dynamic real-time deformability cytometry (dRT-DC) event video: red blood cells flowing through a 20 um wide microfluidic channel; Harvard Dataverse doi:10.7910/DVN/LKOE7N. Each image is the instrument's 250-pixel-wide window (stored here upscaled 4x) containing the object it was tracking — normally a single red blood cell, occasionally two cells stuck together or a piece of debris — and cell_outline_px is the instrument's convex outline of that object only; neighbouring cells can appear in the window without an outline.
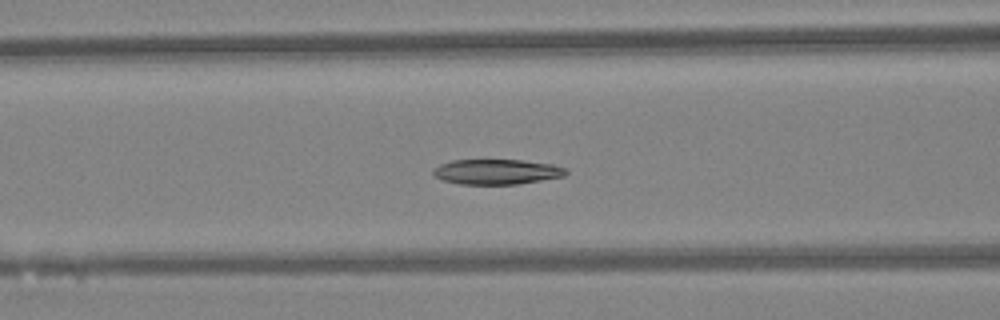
{"species": "Egyptian fruit bat (a non-hibernating species)", "species_latin": "Rousettus aegyptiacus", "temperature_condition": "warm", "stored_images_in_passage": 40, "camera_frame_rate_fps": 3000, "um_per_image_px": 0.085, "animal": {"sex": "female"}, "frame": {"image": 1, "passage_image": 15, "time_ms": 4.667, "image_size_px": [1000, 320], "cell_outline_px": [[568, 172], [564, 176], [516, 184], [460, 184], [444, 180], [432, 176], [432, 168], [440, 164], [452, 160], [520, 160], [552, 164], [568, 168]], "centroid_in_image_um": [42.19, 14.59], "position_along_channel_um": 124.4, "area_um2": 19.48}}
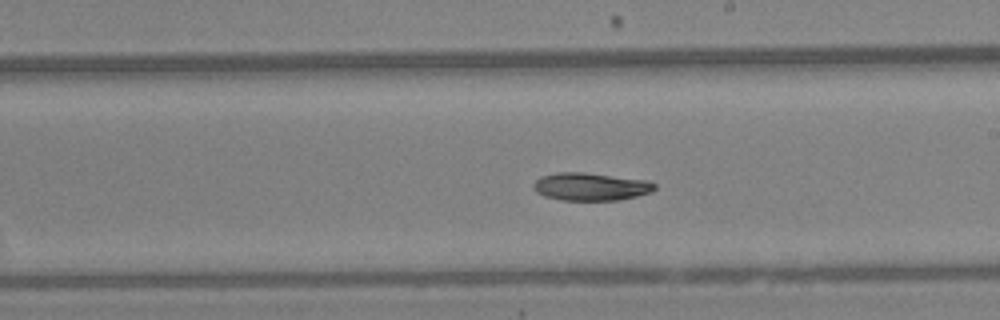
{"frame": {"image": 2, "passage_image": 23, "time_ms": 7.333, "image_size_px": [1000, 320], "cell_outline_px": [[656, 188], [652, 192], [620, 200], [560, 200], [544, 196], [536, 192], [532, 188], [532, 184], [540, 176], [556, 172], [584, 172], [648, 180], [656, 184]], "centroid_in_image_um": [50.19, 15.86], "position_along_channel_um": 238.8, "area_um2": 19.88}}
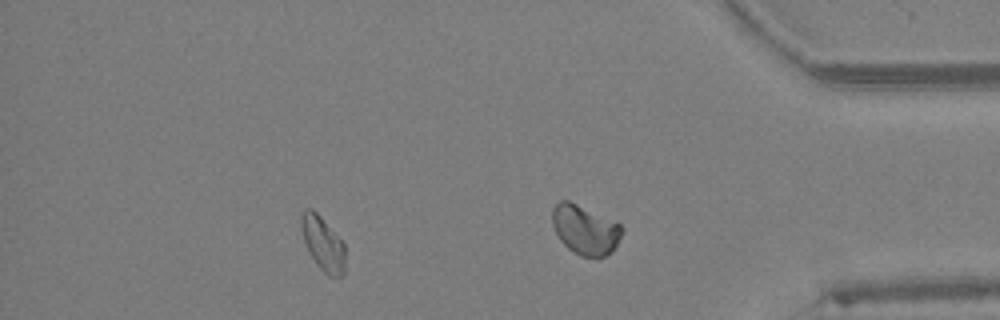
{"frame": {"image": 3, "passage_image": 34, "time_ms": 11.0, "image_size_px": [1000, 320], "cell_outline_px": [[344, 276], [328, 276], [316, 264], [304, 240], [300, 228], [300, 216], [304, 208], [312, 208], [320, 216], [344, 244]], "centroid_in_image_um": [27.42, 20.68], "position_along_channel_um": 407.8, "area_um2": 13.64}, "authors_computed_cell_mechanics": {"area_um2": 19.9699, "velocity_mm_per_s": 4.3122, "shape_relaxation_time_tau1_ms": 4.5405, "shape_relaxation_time_tau2_ms": null, "deformation_change_tau1": 0.1101, "deformation_change_tau2": null}}